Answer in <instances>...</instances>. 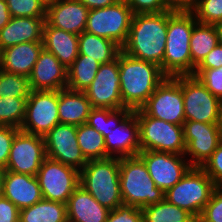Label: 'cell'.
I'll return each instance as SVG.
<instances>
[{"instance_id": "bcb514c9", "label": "cell", "mask_w": 222, "mask_h": 222, "mask_svg": "<svg viewBox=\"0 0 222 222\" xmlns=\"http://www.w3.org/2000/svg\"><path fill=\"white\" fill-rule=\"evenodd\" d=\"M83 5H85L89 10L100 9L107 6L116 4L120 0H79Z\"/></svg>"}, {"instance_id": "e575fe53", "label": "cell", "mask_w": 222, "mask_h": 222, "mask_svg": "<svg viewBox=\"0 0 222 222\" xmlns=\"http://www.w3.org/2000/svg\"><path fill=\"white\" fill-rule=\"evenodd\" d=\"M29 78L0 69V97H29Z\"/></svg>"}, {"instance_id": "8d00e7d4", "label": "cell", "mask_w": 222, "mask_h": 222, "mask_svg": "<svg viewBox=\"0 0 222 222\" xmlns=\"http://www.w3.org/2000/svg\"><path fill=\"white\" fill-rule=\"evenodd\" d=\"M12 17L46 18V9L39 0H7Z\"/></svg>"}, {"instance_id": "f6af8a7d", "label": "cell", "mask_w": 222, "mask_h": 222, "mask_svg": "<svg viewBox=\"0 0 222 222\" xmlns=\"http://www.w3.org/2000/svg\"><path fill=\"white\" fill-rule=\"evenodd\" d=\"M222 66V45L217 44L195 69H213Z\"/></svg>"}, {"instance_id": "5bb4252c", "label": "cell", "mask_w": 222, "mask_h": 222, "mask_svg": "<svg viewBox=\"0 0 222 222\" xmlns=\"http://www.w3.org/2000/svg\"><path fill=\"white\" fill-rule=\"evenodd\" d=\"M184 156L192 167H202L222 142L219 124L184 121ZM188 155V156H187Z\"/></svg>"}, {"instance_id": "7c38bea8", "label": "cell", "mask_w": 222, "mask_h": 222, "mask_svg": "<svg viewBox=\"0 0 222 222\" xmlns=\"http://www.w3.org/2000/svg\"><path fill=\"white\" fill-rule=\"evenodd\" d=\"M59 123L58 91L31 90L20 130L44 136Z\"/></svg>"}, {"instance_id": "e0dca14e", "label": "cell", "mask_w": 222, "mask_h": 222, "mask_svg": "<svg viewBox=\"0 0 222 222\" xmlns=\"http://www.w3.org/2000/svg\"><path fill=\"white\" fill-rule=\"evenodd\" d=\"M46 157L81 171L88 162L78 145L77 126L59 123L46 135Z\"/></svg>"}, {"instance_id": "277c9868", "label": "cell", "mask_w": 222, "mask_h": 222, "mask_svg": "<svg viewBox=\"0 0 222 222\" xmlns=\"http://www.w3.org/2000/svg\"><path fill=\"white\" fill-rule=\"evenodd\" d=\"M119 172L120 158L89 160L80 171V185L111 211L123 204Z\"/></svg>"}, {"instance_id": "7a4b0ae2", "label": "cell", "mask_w": 222, "mask_h": 222, "mask_svg": "<svg viewBox=\"0 0 222 222\" xmlns=\"http://www.w3.org/2000/svg\"><path fill=\"white\" fill-rule=\"evenodd\" d=\"M167 11L134 14L126 43V54L161 67L165 55Z\"/></svg>"}, {"instance_id": "1f68e13d", "label": "cell", "mask_w": 222, "mask_h": 222, "mask_svg": "<svg viewBox=\"0 0 222 222\" xmlns=\"http://www.w3.org/2000/svg\"><path fill=\"white\" fill-rule=\"evenodd\" d=\"M78 145L87 161L108 158L105 138L87 123L77 126Z\"/></svg>"}, {"instance_id": "30bf717a", "label": "cell", "mask_w": 222, "mask_h": 222, "mask_svg": "<svg viewBox=\"0 0 222 222\" xmlns=\"http://www.w3.org/2000/svg\"><path fill=\"white\" fill-rule=\"evenodd\" d=\"M185 121L219 124L222 101L193 75H182Z\"/></svg>"}, {"instance_id": "f1b7e54d", "label": "cell", "mask_w": 222, "mask_h": 222, "mask_svg": "<svg viewBox=\"0 0 222 222\" xmlns=\"http://www.w3.org/2000/svg\"><path fill=\"white\" fill-rule=\"evenodd\" d=\"M190 52L192 60V75L195 68L206 55L218 44V35L215 25L196 22L190 38Z\"/></svg>"}, {"instance_id": "f546056e", "label": "cell", "mask_w": 222, "mask_h": 222, "mask_svg": "<svg viewBox=\"0 0 222 222\" xmlns=\"http://www.w3.org/2000/svg\"><path fill=\"white\" fill-rule=\"evenodd\" d=\"M100 65L94 58H87V55H78L73 64L67 69L68 82L66 88L85 91L94 80Z\"/></svg>"}, {"instance_id": "d4e9b609", "label": "cell", "mask_w": 222, "mask_h": 222, "mask_svg": "<svg viewBox=\"0 0 222 222\" xmlns=\"http://www.w3.org/2000/svg\"><path fill=\"white\" fill-rule=\"evenodd\" d=\"M43 48L54 54L68 69L79 55L78 35L49 26L45 22Z\"/></svg>"}, {"instance_id": "f907efd6", "label": "cell", "mask_w": 222, "mask_h": 222, "mask_svg": "<svg viewBox=\"0 0 222 222\" xmlns=\"http://www.w3.org/2000/svg\"><path fill=\"white\" fill-rule=\"evenodd\" d=\"M6 171H7L6 168L0 166V196H2L3 192V183Z\"/></svg>"}, {"instance_id": "4dcf8cb0", "label": "cell", "mask_w": 222, "mask_h": 222, "mask_svg": "<svg viewBox=\"0 0 222 222\" xmlns=\"http://www.w3.org/2000/svg\"><path fill=\"white\" fill-rule=\"evenodd\" d=\"M144 222H197L187 210L169 203L165 198L142 208Z\"/></svg>"}, {"instance_id": "484cf974", "label": "cell", "mask_w": 222, "mask_h": 222, "mask_svg": "<svg viewBox=\"0 0 222 222\" xmlns=\"http://www.w3.org/2000/svg\"><path fill=\"white\" fill-rule=\"evenodd\" d=\"M91 109L90 101L84 92L68 88L58 91V114L60 123L73 126L85 124Z\"/></svg>"}, {"instance_id": "db71d44e", "label": "cell", "mask_w": 222, "mask_h": 222, "mask_svg": "<svg viewBox=\"0 0 222 222\" xmlns=\"http://www.w3.org/2000/svg\"><path fill=\"white\" fill-rule=\"evenodd\" d=\"M220 131H221V135H222V106H221V114H220Z\"/></svg>"}, {"instance_id": "8992f818", "label": "cell", "mask_w": 222, "mask_h": 222, "mask_svg": "<svg viewBox=\"0 0 222 222\" xmlns=\"http://www.w3.org/2000/svg\"><path fill=\"white\" fill-rule=\"evenodd\" d=\"M216 187L201 167H191L179 182L164 193V198L198 219Z\"/></svg>"}, {"instance_id": "c3c4849f", "label": "cell", "mask_w": 222, "mask_h": 222, "mask_svg": "<svg viewBox=\"0 0 222 222\" xmlns=\"http://www.w3.org/2000/svg\"><path fill=\"white\" fill-rule=\"evenodd\" d=\"M162 5L172 12H180V0H161Z\"/></svg>"}, {"instance_id": "6da1fadb", "label": "cell", "mask_w": 222, "mask_h": 222, "mask_svg": "<svg viewBox=\"0 0 222 222\" xmlns=\"http://www.w3.org/2000/svg\"><path fill=\"white\" fill-rule=\"evenodd\" d=\"M118 62L123 105L132 111L140 109L167 76L160 66L134 58L122 50Z\"/></svg>"}, {"instance_id": "4fadbf2b", "label": "cell", "mask_w": 222, "mask_h": 222, "mask_svg": "<svg viewBox=\"0 0 222 222\" xmlns=\"http://www.w3.org/2000/svg\"><path fill=\"white\" fill-rule=\"evenodd\" d=\"M45 158L44 137L19 130L12 142L6 170L36 176Z\"/></svg>"}, {"instance_id": "4316f807", "label": "cell", "mask_w": 222, "mask_h": 222, "mask_svg": "<svg viewBox=\"0 0 222 222\" xmlns=\"http://www.w3.org/2000/svg\"><path fill=\"white\" fill-rule=\"evenodd\" d=\"M79 55L96 59L100 64L111 62L118 57L122 48L114 41L87 31L78 35Z\"/></svg>"}, {"instance_id": "ffe728a7", "label": "cell", "mask_w": 222, "mask_h": 222, "mask_svg": "<svg viewBox=\"0 0 222 222\" xmlns=\"http://www.w3.org/2000/svg\"><path fill=\"white\" fill-rule=\"evenodd\" d=\"M89 9L79 0H61L46 9L45 22L49 26L76 35L85 31Z\"/></svg>"}, {"instance_id": "ba28073f", "label": "cell", "mask_w": 222, "mask_h": 222, "mask_svg": "<svg viewBox=\"0 0 222 222\" xmlns=\"http://www.w3.org/2000/svg\"><path fill=\"white\" fill-rule=\"evenodd\" d=\"M134 13L125 0L88 12L85 31L116 42L126 43Z\"/></svg>"}, {"instance_id": "8fae6325", "label": "cell", "mask_w": 222, "mask_h": 222, "mask_svg": "<svg viewBox=\"0 0 222 222\" xmlns=\"http://www.w3.org/2000/svg\"><path fill=\"white\" fill-rule=\"evenodd\" d=\"M36 178L43 199L67 203L73 191L80 185V171L46 157Z\"/></svg>"}, {"instance_id": "7dc6e473", "label": "cell", "mask_w": 222, "mask_h": 222, "mask_svg": "<svg viewBox=\"0 0 222 222\" xmlns=\"http://www.w3.org/2000/svg\"><path fill=\"white\" fill-rule=\"evenodd\" d=\"M11 17L7 1L0 0V30L11 20Z\"/></svg>"}, {"instance_id": "ac0fdd59", "label": "cell", "mask_w": 222, "mask_h": 222, "mask_svg": "<svg viewBox=\"0 0 222 222\" xmlns=\"http://www.w3.org/2000/svg\"><path fill=\"white\" fill-rule=\"evenodd\" d=\"M105 138L106 152L109 157L126 158L138 156L139 144L138 117L132 111L120 124L111 129Z\"/></svg>"}, {"instance_id": "b9f144b4", "label": "cell", "mask_w": 222, "mask_h": 222, "mask_svg": "<svg viewBox=\"0 0 222 222\" xmlns=\"http://www.w3.org/2000/svg\"><path fill=\"white\" fill-rule=\"evenodd\" d=\"M20 129L0 125V166L6 168L15 134Z\"/></svg>"}, {"instance_id": "9a60e30c", "label": "cell", "mask_w": 222, "mask_h": 222, "mask_svg": "<svg viewBox=\"0 0 222 222\" xmlns=\"http://www.w3.org/2000/svg\"><path fill=\"white\" fill-rule=\"evenodd\" d=\"M151 179L163 192L172 188L192 167L184 155L160 151H140Z\"/></svg>"}, {"instance_id": "5b68a950", "label": "cell", "mask_w": 222, "mask_h": 222, "mask_svg": "<svg viewBox=\"0 0 222 222\" xmlns=\"http://www.w3.org/2000/svg\"><path fill=\"white\" fill-rule=\"evenodd\" d=\"M119 179L123 204L142 209L164 199L165 192L156 187L139 156L120 158Z\"/></svg>"}, {"instance_id": "d6a6232c", "label": "cell", "mask_w": 222, "mask_h": 222, "mask_svg": "<svg viewBox=\"0 0 222 222\" xmlns=\"http://www.w3.org/2000/svg\"><path fill=\"white\" fill-rule=\"evenodd\" d=\"M131 112L132 110L126 107L116 110L92 108L86 123L105 137L111 129L117 127Z\"/></svg>"}, {"instance_id": "9c48e42d", "label": "cell", "mask_w": 222, "mask_h": 222, "mask_svg": "<svg viewBox=\"0 0 222 222\" xmlns=\"http://www.w3.org/2000/svg\"><path fill=\"white\" fill-rule=\"evenodd\" d=\"M140 109L153 118L183 125L185 113L182 75L166 77Z\"/></svg>"}, {"instance_id": "681fc988", "label": "cell", "mask_w": 222, "mask_h": 222, "mask_svg": "<svg viewBox=\"0 0 222 222\" xmlns=\"http://www.w3.org/2000/svg\"><path fill=\"white\" fill-rule=\"evenodd\" d=\"M200 0H180V12L192 11Z\"/></svg>"}, {"instance_id": "3957f363", "label": "cell", "mask_w": 222, "mask_h": 222, "mask_svg": "<svg viewBox=\"0 0 222 222\" xmlns=\"http://www.w3.org/2000/svg\"><path fill=\"white\" fill-rule=\"evenodd\" d=\"M197 22L191 11H167L165 55L161 65L167 77L192 75L190 38Z\"/></svg>"}, {"instance_id": "836d02e7", "label": "cell", "mask_w": 222, "mask_h": 222, "mask_svg": "<svg viewBox=\"0 0 222 222\" xmlns=\"http://www.w3.org/2000/svg\"><path fill=\"white\" fill-rule=\"evenodd\" d=\"M28 97H0V125L21 128Z\"/></svg>"}, {"instance_id": "60d3db41", "label": "cell", "mask_w": 222, "mask_h": 222, "mask_svg": "<svg viewBox=\"0 0 222 222\" xmlns=\"http://www.w3.org/2000/svg\"><path fill=\"white\" fill-rule=\"evenodd\" d=\"M201 168L211 177L217 187H222V142Z\"/></svg>"}, {"instance_id": "83f0119b", "label": "cell", "mask_w": 222, "mask_h": 222, "mask_svg": "<svg viewBox=\"0 0 222 222\" xmlns=\"http://www.w3.org/2000/svg\"><path fill=\"white\" fill-rule=\"evenodd\" d=\"M19 222H68L66 204L42 198L19 210Z\"/></svg>"}, {"instance_id": "cb8c5ba5", "label": "cell", "mask_w": 222, "mask_h": 222, "mask_svg": "<svg viewBox=\"0 0 222 222\" xmlns=\"http://www.w3.org/2000/svg\"><path fill=\"white\" fill-rule=\"evenodd\" d=\"M68 222H106L109 211L79 185L66 203Z\"/></svg>"}, {"instance_id": "816d5d0a", "label": "cell", "mask_w": 222, "mask_h": 222, "mask_svg": "<svg viewBox=\"0 0 222 222\" xmlns=\"http://www.w3.org/2000/svg\"><path fill=\"white\" fill-rule=\"evenodd\" d=\"M41 4L45 7V9L53 6L54 4L58 3L61 0H39Z\"/></svg>"}, {"instance_id": "ee69618b", "label": "cell", "mask_w": 222, "mask_h": 222, "mask_svg": "<svg viewBox=\"0 0 222 222\" xmlns=\"http://www.w3.org/2000/svg\"><path fill=\"white\" fill-rule=\"evenodd\" d=\"M0 222H19L18 207L3 196H0Z\"/></svg>"}, {"instance_id": "ab89813d", "label": "cell", "mask_w": 222, "mask_h": 222, "mask_svg": "<svg viewBox=\"0 0 222 222\" xmlns=\"http://www.w3.org/2000/svg\"><path fill=\"white\" fill-rule=\"evenodd\" d=\"M106 222H144L142 209L134 205L122 204L109 211Z\"/></svg>"}, {"instance_id": "44dd1931", "label": "cell", "mask_w": 222, "mask_h": 222, "mask_svg": "<svg viewBox=\"0 0 222 222\" xmlns=\"http://www.w3.org/2000/svg\"><path fill=\"white\" fill-rule=\"evenodd\" d=\"M2 196L19 210L30 207L43 197L36 176L6 171Z\"/></svg>"}, {"instance_id": "603a6c76", "label": "cell", "mask_w": 222, "mask_h": 222, "mask_svg": "<svg viewBox=\"0 0 222 222\" xmlns=\"http://www.w3.org/2000/svg\"><path fill=\"white\" fill-rule=\"evenodd\" d=\"M45 18L11 17L0 30V51L20 43L43 41Z\"/></svg>"}, {"instance_id": "f35d334b", "label": "cell", "mask_w": 222, "mask_h": 222, "mask_svg": "<svg viewBox=\"0 0 222 222\" xmlns=\"http://www.w3.org/2000/svg\"><path fill=\"white\" fill-rule=\"evenodd\" d=\"M197 222H222V187H216Z\"/></svg>"}, {"instance_id": "f5cc1de1", "label": "cell", "mask_w": 222, "mask_h": 222, "mask_svg": "<svg viewBox=\"0 0 222 222\" xmlns=\"http://www.w3.org/2000/svg\"><path fill=\"white\" fill-rule=\"evenodd\" d=\"M215 29L218 35V44L222 45V23L216 24Z\"/></svg>"}, {"instance_id": "d590c367", "label": "cell", "mask_w": 222, "mask_h": 222, "mask_svg": "<svg viewBox=\"0 0 222 222\" xmlns=\"http://www.w3.org/2000/svg\"><path fill=\"white\" fill-rule=\"evenodd\" d=\"M191 12L197 22L209 25L222 23V0H200Z\"/></svg>"}, {"instance_id": "2e32d148", "label": "cell", "mask_w": 222, "mask_h": 222, "mask_svg": "<svg viewBox=\"0 0 222 222\" xmlns=\"http://www.w3.org/2000/svg\"><path fill=\"white\" fill-rule=\"evenodd\" d=\"M83 92L92 108H124L120 92L118 57L101 64L91 85Z\"/></svg>"}, {"instance_id": "d6986e66", "label": "cell", "mask_w": 222, "mask_h": 222, "mask_svg": "<svg viewBox=\"0 0 222 222\" xmlns=\"http://www.w3.org/2000/svg\"><path fill=\"white\" fill-rule=\"evenodd\" d=\"M28 78L31 90L59 91L67 86L68 71L54 54L43 48Z\"/></svg>"}, {"instance_id": "7bdbcfd3", "label": "cell", "mask_w": 222, "mask_h": 222, "mask_svg": "<svg viewBox=\"0 0 222 222\" xmlns=\"http://www.w3.org/2000/svg\"><path fill=\"white\" fill-rule=\"evenodd\" d=\"M134 14L161 13L168 11L161 0H125Z\"/></svg>"}, {"instance_id": "74e56055", "label": "cell", "mask_w": 222, "mask_h": 222, "mask_svg": "<svg viewBox=\"0 0 222 222\" xmlns=\"http://www.w3.org/2000/svg\"><path fill=\"white\" fill-rule=\"evenodd\" d=\"M196 76L205 87L222 101V66L213 69H195Z\"/></svg>"}, {"instance_id": "52a82bcc", "label": "cell", "mask_w": 222, "mask_h": 222, "mask_svg": "<svg viewBox=\"0 0 222 222\" xmlns=\"http://www.w3.org/2000/svg\"><path fill=\"white\" fill-rule=\"evenodd\" d=\"M139 123L141 151H160L184 155L183 125H176L146 115L141 109L134 110Z\"/></svg>"}, {"instance_id": "7402d4cb", "label": "cell", "mask_w": 222, "mask_h": 222, "mask_svg": "<svg viewBox=\"0 0 222 222\" xmlns=\"http://www.w3.org/2000/svg\"><path fill=\"white\" fill-rule=\"evenodd\" d=\"M42 49L43 41L7 47L0 51V69L29 77Z\"/></svg>"}]
</instances>
